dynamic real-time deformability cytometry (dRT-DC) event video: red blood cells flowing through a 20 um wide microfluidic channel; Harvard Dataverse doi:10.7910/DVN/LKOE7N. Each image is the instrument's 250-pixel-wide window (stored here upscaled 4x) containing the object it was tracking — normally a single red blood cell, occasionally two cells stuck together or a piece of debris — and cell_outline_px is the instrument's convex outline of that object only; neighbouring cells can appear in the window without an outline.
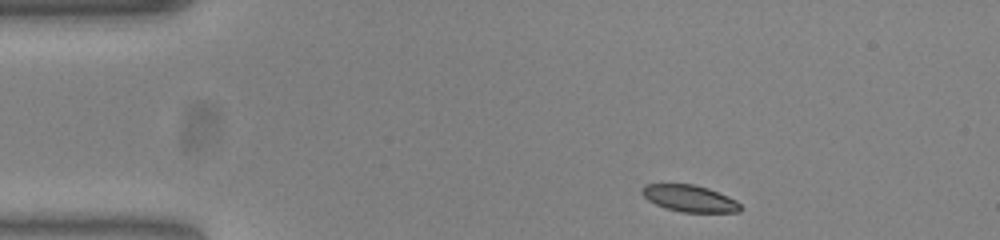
{"species": "common noctule bat (a hibernating species)", "species_latin": "Nyctalus noctula", "temperature_condition": "warm", "stored_images_in_passage": 46, "camera_frame_rate_fps": 3000, "um_per_image_px": 0.085, "animal": {"sex": "female", "body_mass_g": 23.0, "forearm_length_mm": 53.4}, "frame": {"image": 1, "passage_image": 1, "time_ms": 0.0, "image_size_px": [1000, 240], "cell_outline_px": [[740, 212], [684, 212], [664, 208], [648, 200], [640, 192], [644, 184], [692, 184], [708, 188], [728, 196], [736, 200], [740, 204]], "centroid_in_image_um": [58.6, 16.86], "position_along_channel_um": 26.4, "area_um2": 15.26}}
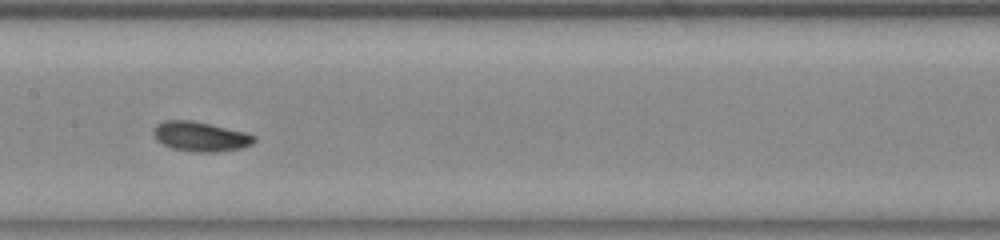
{"frame": {"image": 2, "passage_image": 19, "time_ms": 6.0, "image_size_px": [1000, 240], "cell_outline_px": [[256, 140], [252, 144], [240, 148], [216, 152], [192, 152], [172, 148], [156, 140], [156, 124], [164, 120], [192, 120], [244, 132], [256, 136]], "centroid_in_image_um": [17.06, 11.61], "position_along_channel_um": 190.3, "area_um2": 17.17}}
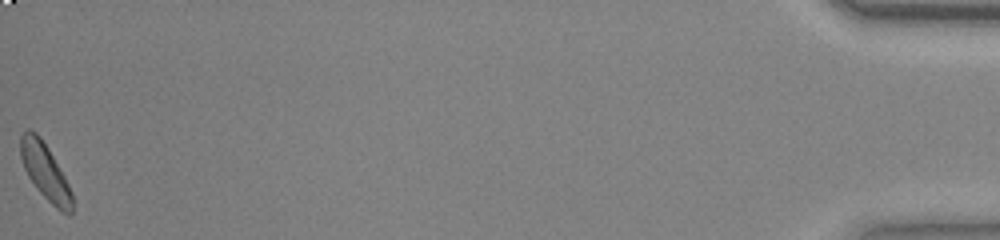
{"frame": {"image": 3, "passage_image": 46, "time_ms": 15.0, "image_size_px": [1000, 240], "cell_outline_px": [[72, 216], [68, 216], [60, 212], [36, 188], [28, 176], [24, 168], [20, 156], [20, 136], [28, 128], [36, 132], [40, 136], [48, 148], [64, 176], [72, 192]], "centroid_in_image_um": [3.84, 14.61], "position_along_channel_um": 431.4, "area_um2": 16.88}, "authors_computed_cell_mechanics": {"area_um2": 16.5308, "velocity_mm_per_s": 3.8331, "shape_relaxation_time_tau1_ms": null, "shape_relaxation_time_tau2_ms": 5.4508, "deformation_change_tau1": null, "deformation_change_tau2": 0.1111}}